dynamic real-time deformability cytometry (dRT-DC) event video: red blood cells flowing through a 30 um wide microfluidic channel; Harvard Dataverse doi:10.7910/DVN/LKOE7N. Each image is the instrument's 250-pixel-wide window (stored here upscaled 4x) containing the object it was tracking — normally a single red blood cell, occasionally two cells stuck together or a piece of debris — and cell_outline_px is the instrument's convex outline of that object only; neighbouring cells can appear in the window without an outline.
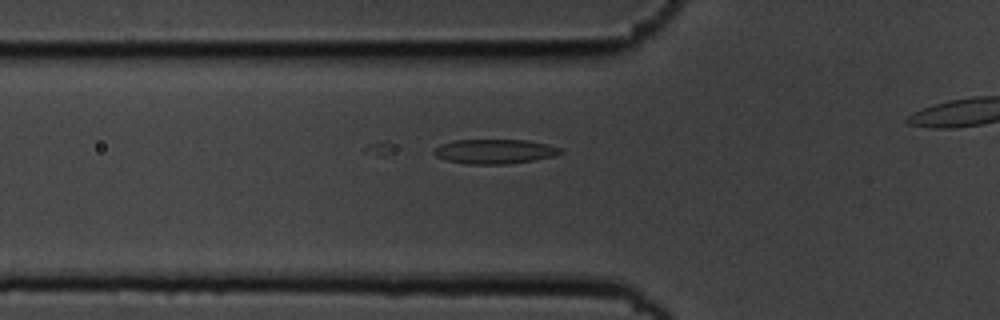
{"species": "common noctule bat (a hibernating species)", "species_latin": "Nyctalus noctula", "temperature_condition": "cold", "stored_images_in_passage": 31, "camera_frame_rate_fps": 3000, "um_per_image_px": 0.085, "animal": {"sex": "male", "body_mass_g": 19.5, "forearm_length_mm": 54.6}, "frame": {"image": 1, "passage_image": 2, "time_ms": 0.333, "image_size_px": [1000, 320], "cell_outline_px": [[564, 152], [556, 156], [508, 164], [468, 164], [448, 160], [436, 156], [432, 152], [440, 144], [452, 140], [528, 140], [548, 144], [560, 148]], "centroid_in_image_um": [42.07, 12.87], "position_along_channel_um": 83.7, "area_um2": 18.09}}
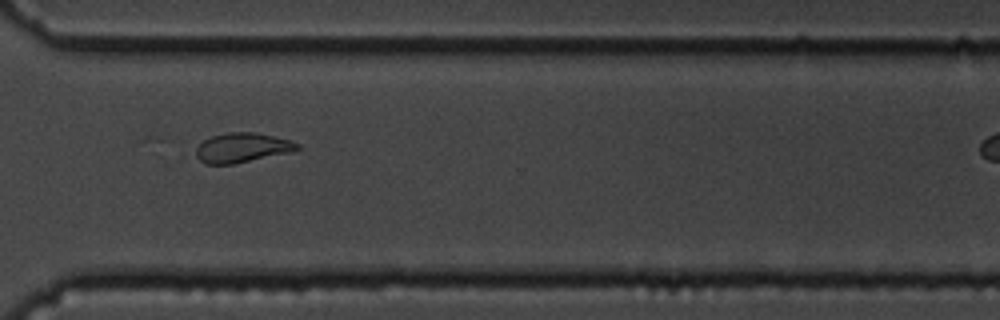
{"frame": {"image": 2, "passage_image": 24, "time_ms": 7.667, "image_size_px": [1000, 320], "cell_outline_px": [[300, 148], [292, 152], [232, 164], [204, 164], [196, 156], [196, 148], [204, 140], [212, 136], [228, 132], [256, 132], [292, 140], [300, 144]], "centroid_in_image_um": [20.61, 12.55], "position_along_channel_um": 350.0, "area_um2": 17.51}}
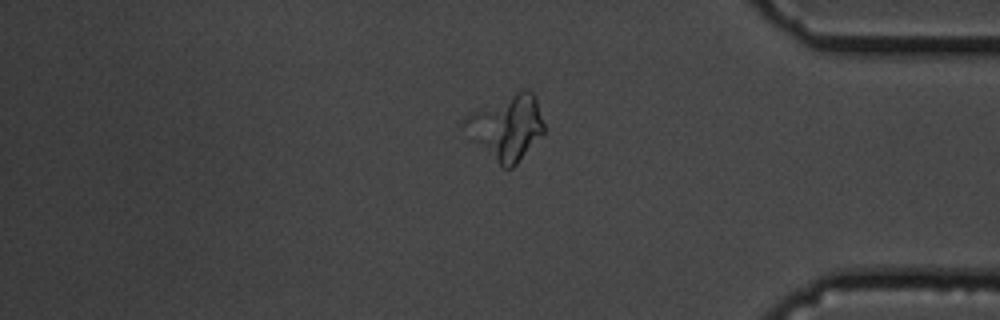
{"frame": {"image": 3, "passage_image": 29, "time_ms": 9.333, "image_size_px": [1000, 320], "cell_outline_px": [[544, 132], [516, 164], [512, 168], [504, 168], [460, 124], [464, 116], [472, 112], [524, 88], [528, 88], [536, 96], [544, 124]], "centroid_in_image_um": [43.11, 10.76], "position_along_channel_um": 392.1, "area_um2": 29.02}}